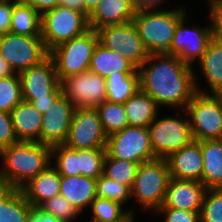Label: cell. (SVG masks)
<instances>
[{"mask_svg": "<svg viewBox=\"0 0 222 222\" xmlns=\"http://www.w3.org/2000/svg\"><path fill=\"white\" fill-rule=\"evenodd\" d=\"M138 72L140 89L151 96L158 106L184 111L193 95L200 91L193 68L171 54H149Z\"/></svg>", "mask_w": 222, "mask_h": 222, "instance_id": "obj_1", "label": "cell"}, {"mask_svg": "<svg viewBox=\"0 0 222 222\" xmlns=\"http://www.w3.org/2000/svg\"><path fill=\"white\" fill-rule=\"evenodd\" d=\"M0 176L20 189L51 166L52 147L40 142L19 141L0 151Z\"/></svg>", "mask_w": 222, "mask_h": 222, "instance_id": "obj_2", "label": "cell"}, {"mask_svg": "<svg viewBox=\"0 0 222 222\" xmlns=\"http://www.w3.org/2000/svg\"><path fill=\"white\" fill-rule=\"evenodd\" d=\"M158 10L137 11L132 20L149 54L167 53L170 50L178 23L186 16L184 7Z\"/></svg>", "mask_w": 222, "mask_h": 222, "instance_id": "obj_3", "label": "cell"}, {"mask_svg": "<svg viewBox=\"0 0 222 222\" xmlns=\"http://www.w3.org/2000/svg\"><path fill=\"white\" fill-rule=\"evenodd\" d=\"M170 179L166 159L156 158L143 162L138 167L131 196L136 197L140 206L146 210L154 209L156 213L164 203Z\"/></svg>", "mask_w": 222, "mask_h": 222, "instance_id": "obj_4", "label": "cell"}, {"mask_svg": "<svg viewBox=\"0 0 222 222\" xmlns=\"http://www.w3.org/2000/svg\"><path fill=\"white\" fill-rule=\"evenodd\" d=\"M99 43L97 32L90 29L81 36L72 38L49 51L58 80L89 70L91 58Z\"/></svg>", "mask_w": 222, "mask_h": 222, "instance_id": "obj_5", "label": "cell"}, {"mask_svg": "<svg viewBox=\"0 0 222 222\" xmlns=\"http://www.w3.org/2000/svg\"><path fill=\"white\" fill-rule=\"evenodd\" d=\"M89 30L88 17L68 7L58 5L41 15V37L48 52Z\"/></svg>", "mask_w": 222, "mask_h": 222, "instance_id": "obj_6", "label": "cell"}, {"mask_svg": "<svg viewBox=\"0 0 222 222\" xmlns=\"http://www.w3.org/2000/svg\"><path fill=\"white\" fill-rule=\"evenodd\" d=\"M183 112L188 114L193 140L222 139V106L213 94L196 92Z\"/></svg>", "mask_w": 222, "mask_h": 222, "instance_id": "obj_7", "label": "cell"}, {"mask_svg": "<svg viewBox=\"0 0 222 222\" xmlns=\"http://www.w3.org/2000/svg\"><path fill=\"white\" fill-rule=\"evenodd\" d=\"M0 55L14 73L20 74L40 64L49 56L41 36H25L7 33L0 37Z\"/></svg>", "mask_w": 222, "mask_h": 222, "instance_id": "obj_8", "label": "cell"}, {"mask_svg": "<svg viewBox=\"0 0 222 222\" xmlns=\"http://www.w3.org/2000/svg\"><path fill=\"white\" fill-rule=\"evenodd\" d=\"M150 143L156 158L166 159L192 140L189 118H155L148 126Z\"/></svg>", "mask_w": 222, "mask_h": 222, "instance_id": "obj_9", "label": "cell"}, {"mask_svg": "<svg viewBox=\"0 0 222 222\" xmlns=\"http://www.w3.org/2000/svg\"><path fill=\"white\" fill-rule=\"evenodd\" d=\"M106 151L111 158L138 164L156 159L151 148L148 127L127 126L109 135Z\"/></svg>", "mask_w": 222, "mask_h": 222, "instance_id": "obj_10", "label": "cell"}, {"mask_svg": "<svg viewBox=\"0 0 222 222\" xmlns=\"http://www.w3.org/2000/svg\"><path fill=\"white\" fill-rule=\"evenodd\" d=\"M96 32L101 45L112 51L120 52L137 69L149 56L132 21L121 25L104 26L97 29Z\"/></svg>", "mask_w": 222, "mask_h": 222, "instance_id": "obj_11", "label": "cell"}, {"mask_svg": "<svg viewBox=\"0 0 222 222\" xmlns=\"http://www.w3.org/2000/svg\"><path fill=\"white\" fill-rule=\"evenodd\" d=\"M64 144L72 149L106 148L107 136L95 108L76 107Z\"/></svg>", "mask_w": 222, "mask_h": 222, "instance_id": "obj_12", "label": "cell"}, {"mask_svg": "<svg viewBox=\"0 0 222 222\" xmlns=\"http://www.w3.org/2000/svg\"><path fill=\"white\" fill-rule=\"evenodd\" d=\"M60 84L62 93L75 107L96 108L106 101L105 78L89 70L68 76Z\"/></svg>", "mask_w": 222, "mask_h": 222, "instance_id": "obj_13", "label": "cell"}, {"mask_svg": "<svg viewBox=\"0 0 222 222\" xmlns=\"http://www.w3.org/2000/svg\"><path fill=\"white\" fill-rule=\"evenodd\" d=\"M186 16L178 23L170 50L167 54L177 56L184 64L192 66V62L201 60L209 43L213 40L212 25L205 28L186 26Z\"/></svg>", "mask_w": 222, "mask_h": 222, "instance_id": "obj_14", "label": "cell"}, {"mask_svg": "<svg viewBox=\"0 0 222 222\" xmlns=\"http://www.w3.org/2000/svg\"><path fill=\"white\" fill-rule=\"evenodd\" d=\"M75 109L70 100L61 93L43 114L40 143L51 147L64 144Z\"/></svg>", "mask_w": 222, "mask_h": 222, "instance_id": "obj_15", "label": "cell"}, {"mask_svg": "<svg viewBox=\"0 0 222 222\" xmlns=\"http://www.w3.org/2000/svg\"><path fill=\"white\" fill-rule=\"evenodd\" d=\"M23 98H57L62 93L55 66L48 56L19 74Z\"/></svg>", "mask_w": 222, "mask_h": 222, "instance_id": "obj_16", "label": "cell"}, {"mask_svg": "<svg viewBox=\"0 0 222 222\" xmlns=\"http://www.w3.org/2000/svg\"><path fill=\"white\" fill-rule=\"evenodd\" d=\"M206 189V186L199 181L171 178L164 203L160 208L184 209L200 213Z\"/></svg>", "mask_w": 222, "mask_h": 222, "instance_id": "obj_17", "label": "cell"}, {"mask_svg": "<svg viewBox=\"0 0 222 222\" xmlns=\"http://www.w3.org/2000/svg\"><path fill=\"white\" fill-rule=\"evenodd\" d=\"M166 160L171 178L202 182L203 154L199 141L192 140Z\"/></svg>", "mask_w": 222, "mask_h": 222, "instance_id": "obj_18", "label": "cell"}, {"mask_svg": "<svg viewBox=\"0 0 222 222\" xmlns=\"http://www.w3.org/2000/svg\"><path fill=\"white\" fill-rule=\"evenodd\" d=\"M130 0H101L88 15L90 29L131 22L135 16Z\"/></svg>", "mask_w": 222, "mask_h": 222, "instance_id": "obj_19", "label": "cell"}, {"mask_svg": "<svg viewBox=\"0 0 222 222\" xmlns=\"http://www.w3.org/2000/svg\"><path fill=\"white\" fill-rule=\"evenodd\" d=\"M60 180L59 172L51 165L30 179L20 190L33 208L40 207L45 201L60 194Z\"/></svg>", "mask_w": 222, "mask_h": 222, "instance_id": "obj_20", "label": "cell"}, {"mask_svg": "<svg viewBox=\"0 0 222 222\" xmlns=\"http://www.w3.org/2000/svg\"><path fill=\"white\" fill-rule=\"evenodd\" d=\"M18 141L40 142L43 114L23 100L10 112Z\"/></svg>", "mask_w": 222, "mask_h": 222, "instance_id": "obj_21", "label": "cell"}, {"mask_svg": "<svg viewBox=\"0 0 222 222\" xmlns=\"http://www.w3.org/2000/svg\"><path fill=\"white\" fill-rule=\"evenodd\" d=\"M60 194L81 213L97 197L96 179L85 176H61Z\"/></svg>", "mask_w": 222, "mask_h": 222, "instance_id": "obj_22", "label": "cell"}, {"mask_svg": "<svg viewBox=\"0 0 222 222\" xmlns=\"http://www.w3.org/2000/svg\"><path fill=\"white\" fill-rule=\"evenodd\" d=\"M203 154L202 183L206 188H222V139L199 141Z\"/></svg>", "mask_w": 222, "mask_h": 222, "instance_id": "obj_23", "label": "cell"}, {"mask_svg": "<svg viewBox=\"0 0 222 222\" xmlns=\"http://www.w3.org/2000/svg\"><path fill=\"white\" fill-rule=\"evenodd\" d=\"M138 69L118 51H112L100 43L94 49L89 71L103 78L117 72H136Z\"/></svg>", "mask_w": 222, "mask_h": 222, "instance_id": "obj_24", "label": "cell"}, {"mask_svg": "<svg viewBox=\"0 0 222 222\" xmlns=\"http://www.w3.org/2000/svg\"><path fill=\"white\" fill-rule=\"evenodd\" d=\"M158 107L156 101L139 88L124 103L129 126L148 127L158 117Z\"/></svg>", "mask_w": 222, "mask_h": 222, "instance_id": "obj_25", "label": "cell"}, {"mask_svg": "<svg viewBox=\"0 0 222 222\" xmlns=\"http://www.w3.org/2000/svg\"><path fill=\"white\" fill-rule=\"evenodd\" d=\"M10 33L41 36V14L29 4L21 0H14Z\"/></svg>", "mask_w": 222, "mask_h": 222, "instance_id": "obj_26", "label": "cell"}, {"mask_svg": "<svg viewBox=\"0 0 222 222\" xmlns=\"http://www.w3.org/2000/svg\"><path fill=\"white\" fill-rule=\"evenodd\" d=\"M106 101L124 104L140 88L139 72H117L106 79Z\"/></svg>", "mask_w": 222, "mask_h": 222, "instance_id": "obj_27", "label": "cell"}, {"mask_svg": "<svg viewBox=\"0 0 222 222\" xmlns=\"http://www.w3.org/2000/svg\"><path fill=\"white\" fill-rule=\"evenodd\" d=\"M197 63L213 94L222 86V44L212 40Z\"/></svg>", "mask_w": 222, "mask_h": 222, "instance_id": "obj_28", "label": "cell"}, {"mask_svg": "<svg viewBox=\"0 0 222 222\" xmlns=\"http://www.w3.org/2000/svg\"><path fill=\"white\" fill-rule=\"evenodd\" d=\"M95 109L99 114L102 129L107 137L129 126L124 104L104 101Z\"/></svg>", "mask_w": 222, "mask_h": 222, "instance_id": "obj_29", "label": "cell"}, {"mask_svg": "<svg viewBox=\"0 0 222 222\" xmlns=\"http://www.w3.org/2000/svg\"><path fill=\"white\" fill-rule=\"evenodd\" d=\"M139 165L136 162L111 158L106 154L103 174L113 181L132 189Z\"/></svg>", "mask_w": 222, "mask_h": 222, "instance_id": "obj_30", "label": "cell"}, {"mask_svg": "<svg viewBox=\"0 0 222 222\" xmlns=\"http://www.w3.org/2000/svg\"><path fill=\"white\" fill-rule=\"evenodd\" d=\"M32 209L21 190L16 189L0 204V222H28Z\"/></svg>", "mask_w": 222, "mask_h": 222, "instance_id": "obj_31", "label": "cell"}, {"mask_svg": "<svg viewBox=\"0 0 222 222\" xmlns=\"http://www.w3.org/2000/svg\"><path fill=\"white\" fill-rule=\"evenodd\" d=\"M122 206L117 201L96 197L91 204L93 216L90 222H125L133 215V209L124 211Z\"/></svg>", "mask_w": 222, "mask_h": 222, "instance_id": "obj_32", "label": "cell"}, {"mask_svg": "<svg viewBox=\"0 0 222 222\" xmlns=\"http://www.w3.org/2000/svg\"><path fill=\"white\" fill-rule=\"evenodd\" d=\"M106 148L78 149V164L81 176L97 179L103 174Z\"/></svg>", "mask_w": 222, "mask_h": 222, "instance_id": "obj_33", "label": "cell"}, {"mask_svg": "<svg viewBox=\"0 0 222 222\" xmlns=\"http://www.w3.org/2000/svg\"><path fill=\"white\" fill-rule=\"evenodd\" d=\"M52 157L56 158L55 169L60 176H81L78 164V149H72L65 144L52 147Z\"/></svg>", "mask_w": 222, "mask_h": 222, "instance_id": "obj_34", "label": "cell"}, {"mask_svg": "<svg viewBox=\"0 0 222 222\" xmlns=\"http://www.w3.org/2000/svg\"><path fill=\"white\" fill-rule=\"evenodd\" d=\"M23 101L19 74L0 78V110L10 113Z\"/></svg>", "mask_w": 222, "mask_h": 222, "instance_id": "obj_35", "label": "cell"}, {"mask_svg": "<svg viewBox=\"0 0 222 222\" xmlns=\"http://www.w3.org/2000/svg\"><path fill=\"white\" fill-rule=\"evenodd\" d=\"M200 222H222V188H208L199 213Z\"/></svg>", "mask_w": 222, "mask_h": 222, "instance_id": "obj_36", "label": "cell"}, {"mask_svg": "<svg viewBox=\"0 0 222 222\" xmlns=\"http://www.w3.org/2000/svg\"><path fill=\"white\" fill-rule=\"evenodd\" d=\"M96 194L97 197L117 201L123 205L131 198V189L102 174L96 179Z\"/></svg>", "mask_w": 222, "mask_h": 222, "instance_id": "obj_37", "label": "cell"}, {"mask_svg": "<svg viewBox=\"0 0 222 222\" xmlns=\"http://www.w3.org/2000/svg\"><path fill=\"white\" fill-rule=\"evenodd\" d=\"M42 211L56 216L65 222H71L80 212L64 196L57 194L51 199L45 201L40 207ZM73 219V220H72Z\"/></svg>", "mask_w": 222, "mask_h": 222, "instance_id": "obj_38", "label": "cell"}, {"mask_svg": "<svg viewBox=\"0 0 222 222\" xmlns=\"http://www.w3.org/2000/svg\"><path fill=\"white\" fill-rule=\"evenodd\" d=\"M17 142L11 114L0 110V151Z\"/></svg>", "mask_w": 222, "mask_h": 222, "instance_id": "obj_39", "label": "cell"}, {"mask_svg": "<svg viewBox=\"0 0 222 222\" xmlns=\"http://www.w3.org/2000/svg\"><path fill=\"white\" fill-rule=\"evenodd\" d=\"M159 212L164 214V222H200L199 212L174 208H159Z\"/></svg>", "mask_w": 222, "mask_h": 222, "instance_id": "obj_40", "label": "cell"}, {"mask_svg": "<svg viewBox=\"0 0 222 222\" xmlns=\"http://www.w3.org/2000/svg\"><path fill=\"white\" fill-rule=\"evenodd\" d=\"M213 40L222 44V4H210Z\"/></svg>", "mask_w": 222, "mask_h": 222, "instance_id": "obj_41", "label": "cell"}, {"mask_svg": "<svg viewBox=\"0 0 222 222\" xmlns=\"http://www.w3.org/2000/svg\"><path fill=\"white\" fill-rule=\"evenodd\" d=\"M13 0H0V35L10 33Z\"/></svg>", "mask_w": 222, "mask_h": 222, "instance_id": "obj_42", "label": "cell"}, {"mask_svg": "<svg viewBox=\"0 0 222 222\" xmlns=\"http://www.w3.org/2000/svg\"><path fill=\"white\" fill-rule=\"evenodd\" d=\"M28 222H65L58 219L52 214L42 211L39 207H35L30 211Z\"/></svg>", "mask_w": 222, "mask_h": 222, "instance_id": "obj_43", "label": "cell"}, {"mask_svg": "<svg viewBox=\"0 0 222 222\" xmlns=\"http://www.w3.org/2000/svg\"><path fill=\"white\" fill-rule=\"evenodd\" d=\"M33 8H35L41 15L44 12L54 9L58 6L59 0H21Z\"/></svg>", "mask_w": 222, "mask_h": 222, "instance_id": "obj_44", "label": "cell"}, {"mask_svg": "<svg viewBox=\"0 0 222 222\" xmlns=\"http://www.w3.org/2000/svg\"><path fill=\"white\" fill-rule=\"evenodd\" d=\"M163 1L165 0H130V3L131 7L137 12L142 10L159 9Z\"/></svg>", "mask_w": 222, "mask_h": 222, "instance_id": "obj_45", "label": "cell"}, {"mask_svg": "<svg viewBox=\"0 0 222 222\" xmlns=\"http://www.w3.org/2000/svg\"><path fill=\"white\" fill-rule=\"evenodd\" d=\"M56 98H23V100L31 102V104L42 114L54 102Z\"/></svg>", "mask_w": 222, "mask_h": 222, "instance_id": "obj_46", "label": "cell"}, {"mask_svg": "<svg viewBox=\"0 0 222 222\" xmlns=\"http://www.w3.org/2000/svg\"><path fill=\"white\" fill-rule=\"evenodd\" d=\"M16 188L0 176V204L3 203Z\"/></svg>", "mask_w": 222, "mask_h": 222, "instance_id": "obj_47", "label": "cell"}, {"mask_svg": "<svg viewBox=\"0 0 222 222\" xmlns=\"http://www.w3.org/2000/svg\"><path fill=\"white\" fill-rule=\"evenodd\" d=\"M58 5L68 7L85 14L83 0H59Z\"/></svg>", "mask_w": 222, "mask_h": 222, "instance_id": "obj_48", "label": "cell"}, {"mask_svg": "<svg viewBox=\"0 0 222 222\" xmlns=\"http://www.w3.org/2000/svg\"><path fill=\"white\" fill-rule=\"evenodd\" d=\"M14 71L6 60L0 55V78H6L14 75Z\"/></svg>", "mask_w": 222, "mask_h": 222, "instance_id": "obj_49", "label": "cell"}, {"mask_svg": "<svg viewBox=\"0 0 222 222\" xmlns=\"http://www.w3.org/2000/svg\"><path fill=\"white\" fill-rule=\"evenodd\" d=\"M101 0H83L84 8H85V15L88 17V15L94 10V8L97 6V4Z\"/></svg>", "mask_w": 222, "mask_h": 222, "instance_id": "obj_50", "label": "cell"}, {"mask_svg": "<svg viewBox=\"0 0 222 222\" xmlns=\"http://www.w3.org/2000/svg\"><path fill=\"white\" fill-rule=\"evenodd\" d=\"M213 95L219 100L222 106V86L217 91H215Z\"/></svg>", "mask_w": 222, "mask_h": 222, "instance_id": "obj_51", "label": "cell"}, {"mask_svg": "<svg viewBox=\"0 0 222 222\" xmlns=\"http://www.w3.org/2000/svg\"><path fill=\"white\" fill-rule=\"evenodd\" d=\"M209 4H222V0H209Z\"/></svg>", "mask_w": 222, "mask_h": 222, "instance_id": "obj_52", "label": "cell"}, {"mask_svg": "<svg viewBox=\"0 0 222 222\" xmlns=\"http://www.w3.org/2000/svg\"><path fill=\"white\" fill-rule=\"evenodd\" d=\"M125 222H134V214L131 215Z\"/></svg>", "mask_w": 222, "mask_h": 222, "instance_id": "obj_53", "label": "cell"}]
</instances>
